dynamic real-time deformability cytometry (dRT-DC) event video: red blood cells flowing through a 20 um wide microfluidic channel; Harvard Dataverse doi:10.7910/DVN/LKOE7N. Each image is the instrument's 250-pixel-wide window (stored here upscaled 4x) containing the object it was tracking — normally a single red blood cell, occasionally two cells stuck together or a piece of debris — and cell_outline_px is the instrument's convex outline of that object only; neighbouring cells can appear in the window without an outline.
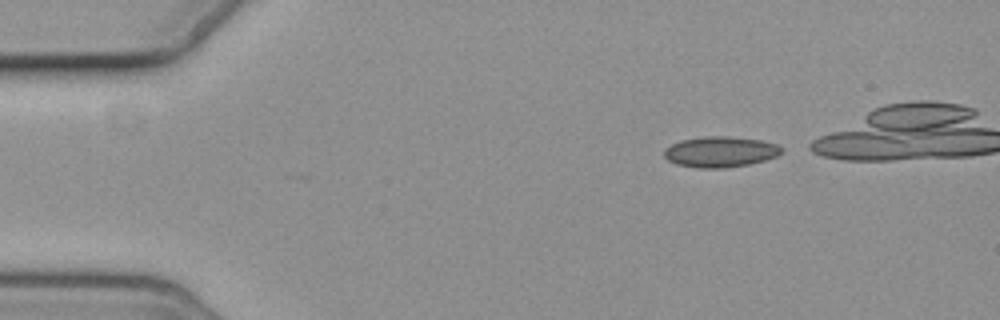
{"species": "common noctule bat (a hibernating species)", "species_latin": "Nyctalus noctula", "temperature_condition": "cold", "stored_images_in_passage": 4, "camera_frame_rate_fps": 3000, "um_per_image_px": 0.085, "animal": {"sex": "female", "body_mass_g": 19.3, "forearm_length_mm": 54.1}, "frame": {"image": 1, "passage_image": 1, "time_ms": 0.0, "image_size_px": [1000, 320], "cell_outline_px": [[784, 152], [776, 156], [764, 160], [748, 164], [720, 168], [700, 168], [676, 164], [668, 160], [664, 156], [664, 148], [680, 140], [704, 136], [728, 136], [760, 140], [776, 144], [784, 148]], "centroid_in_image_um": [61.22, 12.89], "position_along_channel_um": 23.8, "area_um2": 20.98}}